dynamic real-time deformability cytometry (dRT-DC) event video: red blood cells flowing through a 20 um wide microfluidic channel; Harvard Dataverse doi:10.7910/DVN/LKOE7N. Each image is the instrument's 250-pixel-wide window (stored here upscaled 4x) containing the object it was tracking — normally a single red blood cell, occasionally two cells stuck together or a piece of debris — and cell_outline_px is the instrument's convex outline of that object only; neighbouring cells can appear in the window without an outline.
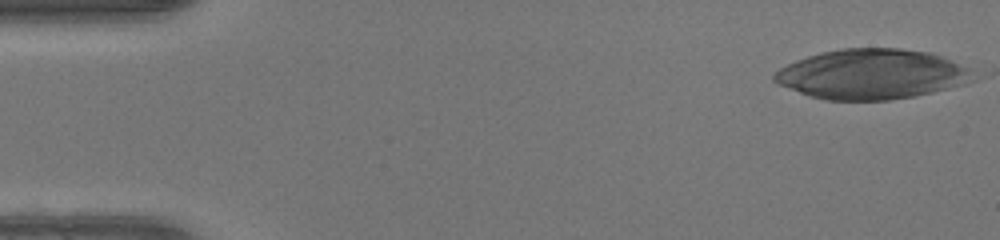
{"species": "human", "species_latin": "Homo sapiens", "temperature_condition": "warm", "stored_images_in_passage": 49, "camera_frame_rate_fps": 3000, "um_per_image_px": 0.085, "donor": {"sex": "female"}, "frame": {"image": 1, "passage_image": 1, "time_ms": 0.0, "image_size_px": [1000, 240], "cell_outline_px": [[976, 80], [968, 84], [916, 96], [888, 100], [828, 100], [808, 96], [780, 84], [772, 80], [772, 76], [780, 68], [796, 60], [820, 52], [840, 48], [900, 48], [928, 52], [952, 60], [968, 68], [976, 76]], "centroid_in_image_um": [74.13, 6.31], "position_along_channel_um": 10.9, "area_um2": 58.15}}
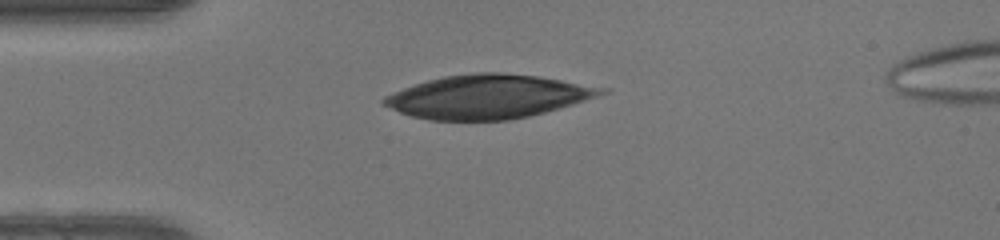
{"frame": {"image": 2, "passage_image": 12, "time_ms": 3.667, "image_size_px": [1000, 240], "cell_outline_px": [[612, 92], [560, 108], [528, 116], [508, 120], [428, 120], [412, 116], [400, 112], [380, 104], [380, 100], [384, 96], [392, 92], [428, 80], [444, 76], [476, 72], [496, 72], [536, 76], [612, 88]], "centroid_in_image_um": [41.5, 8.21], "position_along_channel_um": 43.5, "area_um2": 55.43}}
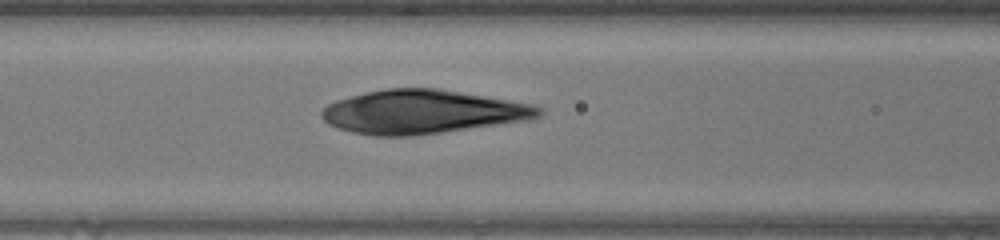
{"frame": {"image": 3, "passage_image": 20, "time_ms": 6.333, "image_size_px": [1000, 240], "cell_outline_px": [[544, 112], [540, 116], [532, 120], [412, 136], [372, 136], [352, 132], [336, 128], [328, 124], [320, 116], [320, 112], [328, 104], [336, 100], [364, 92], [384, 88], [436, 88], [532, 104], [540, 108]], "centroid_in_image_um": [35.88, 9.51], "position_along_channel_um": 130.7, "area_um2": 55.49}}